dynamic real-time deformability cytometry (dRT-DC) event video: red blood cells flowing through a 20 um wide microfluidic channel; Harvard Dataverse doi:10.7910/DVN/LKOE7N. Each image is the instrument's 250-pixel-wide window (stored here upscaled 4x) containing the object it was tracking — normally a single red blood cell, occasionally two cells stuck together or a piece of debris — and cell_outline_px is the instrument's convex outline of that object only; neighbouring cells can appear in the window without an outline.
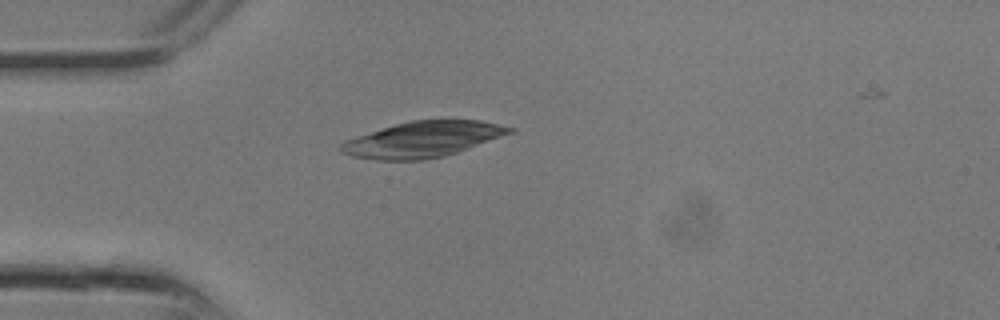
{"species": "common noctule bat (a hibernating species)", "species_latin": "Nyctalus noctula", "temperature_condition": "room temperature", "stored_images_in_passage": 11, "camera_frame_rate_fps": 3000, "um_per_image_px": 0.085, "animal": {"sex": "male", "body_mass_g": 13.3}, "frame": {"image": 1, "passage_image": 7, "time_ms": 2.0, "image_size_px": [1000, 320], "cell_outline_px": [[516, 132], [444, 156], [424, 160], [376, 160], [352, 156], [340, 152], [336, 148], [344, 140], [356, 136], [408, 120], [480, 120], [516, 128]], "centroid_in_image_um": [35.92, 11.85], "position_along_channel_um": 49.1, "area_um2": 35.26}}